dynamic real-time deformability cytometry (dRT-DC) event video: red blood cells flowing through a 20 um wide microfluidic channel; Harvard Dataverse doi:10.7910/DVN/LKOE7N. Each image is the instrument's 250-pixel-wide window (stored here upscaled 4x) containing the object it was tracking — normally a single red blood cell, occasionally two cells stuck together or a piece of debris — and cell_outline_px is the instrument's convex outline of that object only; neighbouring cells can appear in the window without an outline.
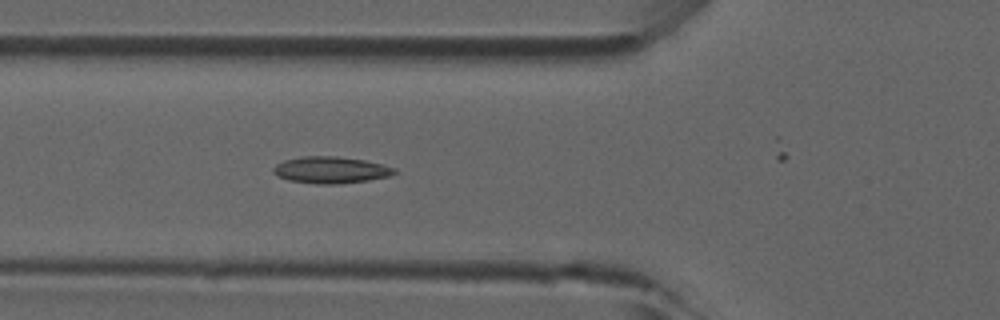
{"species": "common noctule bat (a hibernating species)", "species_latin": "Nyctalus noctula", "temperature_condition": "room temperature", "stored_images_in_passage": 20, "camera_frame_rate_fps": 3000, "um_per_image_px": 0.085, "animal": {"sex": "male", "forearm_length_mm": 52.5}, "frame": {"image": 1, "passage_image": 16, "time_ms": 5.0, "image_size_px": [1000, 320], "cell_outline_px": [[400, 172], [388, 176], [368, 180], [336, 184], [316, 184], [288, 180], [276, 176], [272, 172], [272, 168], [276, 164], [284, 160], [304, 156], [336, 156], [364, 160], [396, 168]], "centroid_in_image_um": [28.09, 14.45], "position_along_channel_um": 97.7, "area_um2": 18.9}}
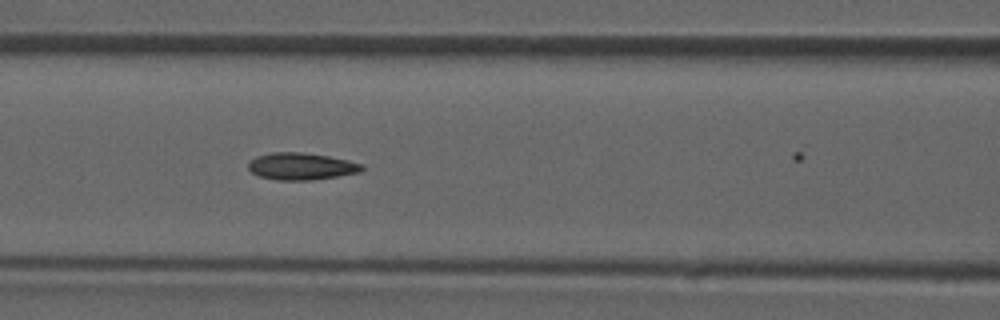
{"frame": {"image": 2, "passage_image": 19, "time_ms": 6.0, "image_size_px": [1000, 320], "cell_outline_px": [[364, 168], [360, 172], [312, 180], [280, 180], [260, 176], [252, 172], [248, 168], [248, 164], [256, 156], [272, 152], [300, 152], [328, 156], [348, 160], [364, 164]], "centroid_in_image_um": [25.62, 14.13], "position_along_channel_um": 141.0, "area_um2": 17.74}}